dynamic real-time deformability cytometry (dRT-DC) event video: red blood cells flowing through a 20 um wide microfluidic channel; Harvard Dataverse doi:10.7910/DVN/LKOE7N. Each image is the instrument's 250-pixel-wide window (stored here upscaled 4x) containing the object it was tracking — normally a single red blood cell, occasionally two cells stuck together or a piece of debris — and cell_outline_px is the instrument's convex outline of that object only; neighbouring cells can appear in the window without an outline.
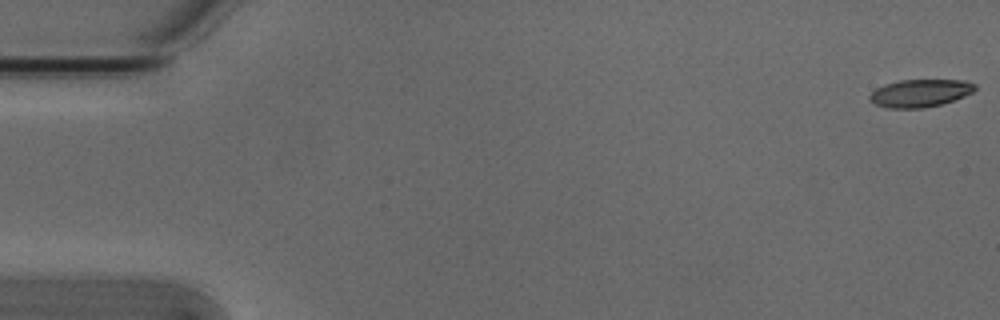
{"species": "Egyptian fruit bat (a non-hibernating species)", "species_latin": "Rousettus aegyptiacus", "temperature_condition": "cold", "stored_images_in_passage": 14, "camera_frame_rate_fps": 3000, "um_per_image_px": 0.085, "animal": {"sex": "male"}, "frame": {"image": 1, "passage_image": 1, "time_ms": 0.0, "image_size_px": [1000, 320], "cell_outline_px": [[976, 88], [972, 92], [964, 96], [940, 104], [924, 108], [888, 108], [876, 104], [868, 100], [868, 96], [876, 88], [884, 84], [900, 80], [964, 80], [976, 84]], "centroid_in_image_um": [78.18, 7.91], "position_along_channel_um": 6.8, "area_um2": 16.94}}
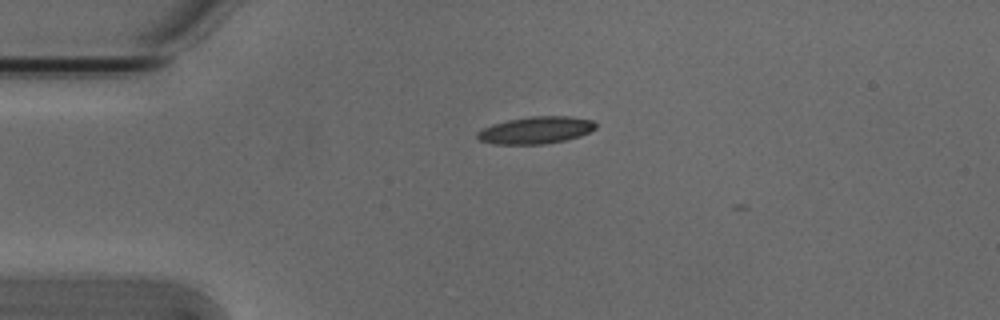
{"frame": {"image": 2, "passage_image": 13, "time_ms": 4.0, "image_size_px": [1000, 320], "cell_outline_px": [[596, 128], [580, 136], [564, 140], [544, 144], [492, 144], [480, 140], [476, 136], [476, 132], [492, 124], [508, 120], [532, 116], [568, 116], [592, 120], [596, 124]], "centroid_in_image_um": [45.53, 11.06], "position_along_channel_um": 39.5, "area_um2": 18.61}}